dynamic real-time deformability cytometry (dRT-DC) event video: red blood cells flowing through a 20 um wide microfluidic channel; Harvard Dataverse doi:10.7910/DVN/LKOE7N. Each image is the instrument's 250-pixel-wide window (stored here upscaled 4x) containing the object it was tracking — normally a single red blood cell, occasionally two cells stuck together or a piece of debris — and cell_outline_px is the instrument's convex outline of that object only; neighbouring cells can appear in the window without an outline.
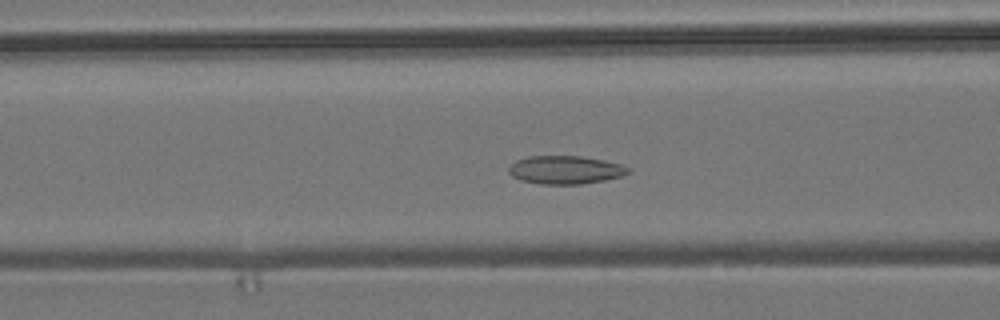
{"species": "common noctule bat (a hibernating species)", "species_latin": "Nyctalus noctula", "temperature_condition": "room temperature", "stored_images_in_passage": 54, "camera_frame_rate_fps": 3000, "um_per_image_px": 0.085, "animal": {"sex": "male", "body_mass_g": 19.2, "forearm_length_mm": 51.8}, "frame": {"image": 1, "passage_image": 20, "time_ms": 6.333, "image_size_px": [1000, 320], "cell_outline_px": [[632, 172], [620, 176], [604, 180], [580, 184], [540, 184], [520, 180], [512, 176], [508, 172], [508, 168], [516, 160], [528, 156], [580, 156], [604, 160], [620, 164], [632, 168]], "centroid_in_image_um": [48.06, 14.44], "position_along_channel_um": 118.5, "area_um2": 19.71}}
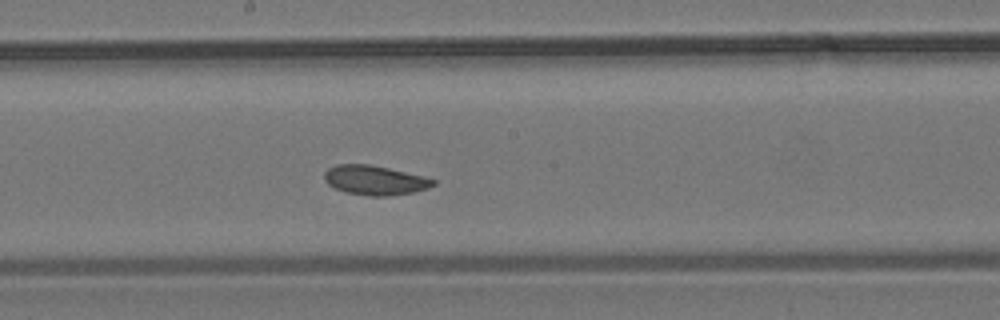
{"frame": {"image": 2, "passage_image": 28, "time_ms": 9.0, "image_size_px": [1000, 320], "cell_outline_px": [[436, 184], [428, 188], [416, 192], [388, 196], [368, 196], [344, 192], [328, 184], [324, 180], [324, 172], [328, 168], [336, 164], [368, 164], [388, 168], [436, 180]], "centroid_in_image_um": [31.83, 15.33], "position_along_channel_um": 216.4, "area_um2": 18.67}}
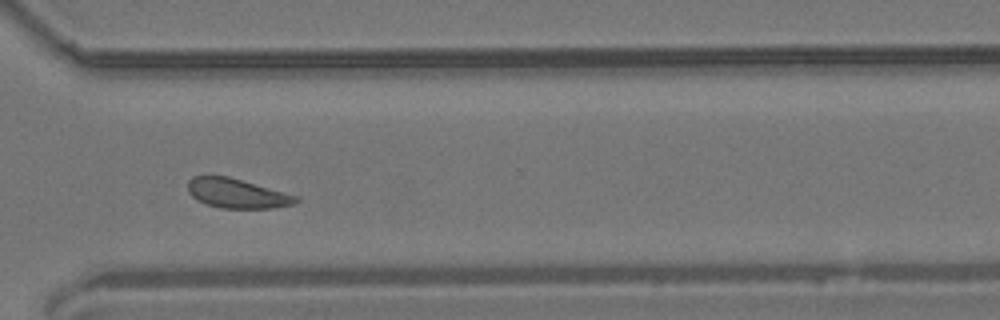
{"frame": {"image": 3, "passage_image": 39, "time_ms": 12.667, "image_size_px": [1000, 320], "cell_outline_px": [[300, 200], [296, 204], [272, 208], [220, 208], [196, 200], [188, 192], [188, 180], [192, 176], [228, 176], [300, 196]], "centroid_in_image_um": [20.18, 16.44], "position_along_channel_um": 350.4, "area_um2": 18.73}, "authors_computed_cell_mechanics": {"area_um2": 19.2185, "velocity_mm_per_s": 3.6706, "shape_relaxation_time_tau1_ms": 2.9947, "shape_relaxation_time_tau2_ms": 4.96, "deformation_change_tau1": 0.0802, "deformation_change_tau2": 0.0958}}